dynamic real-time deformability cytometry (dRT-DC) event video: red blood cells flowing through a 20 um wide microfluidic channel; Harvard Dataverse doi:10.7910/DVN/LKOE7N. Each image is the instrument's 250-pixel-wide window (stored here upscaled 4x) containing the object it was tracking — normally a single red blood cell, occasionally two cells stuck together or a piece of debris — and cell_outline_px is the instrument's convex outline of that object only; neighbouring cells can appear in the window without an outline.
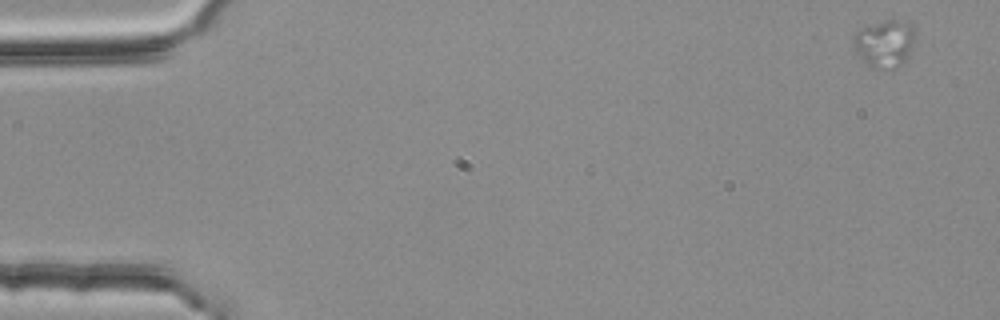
{"species": "common noctule bat (a hibernating species)", "species_latin": "Nyctalus noctula", "temperature_condition": "room temperature", "stored_images_in_passage": 4, "segment_of_instrument_passage": [1, 2], "camera_frame_rate_fps": 3000, "um_per_image_px": 0.085, "animal": {"sex": "female", "body_mass_g": 25.1}, "frame": {"image": 1, "passage_image": 1, "time_ms": 0.0, "image_size_px": [1000, 320], "cell_outline_px": [[916, 40], [908, 56], [896, 68], [872, 68], [856, 52], [852, 40], [856, 32], [872, 24], [884, 20], [908, 20], [916, 28]], "centroid_in_image_um": [75.26, 3.66], "position_along_channel_um": 9.7, "area_um2": 17.17}}